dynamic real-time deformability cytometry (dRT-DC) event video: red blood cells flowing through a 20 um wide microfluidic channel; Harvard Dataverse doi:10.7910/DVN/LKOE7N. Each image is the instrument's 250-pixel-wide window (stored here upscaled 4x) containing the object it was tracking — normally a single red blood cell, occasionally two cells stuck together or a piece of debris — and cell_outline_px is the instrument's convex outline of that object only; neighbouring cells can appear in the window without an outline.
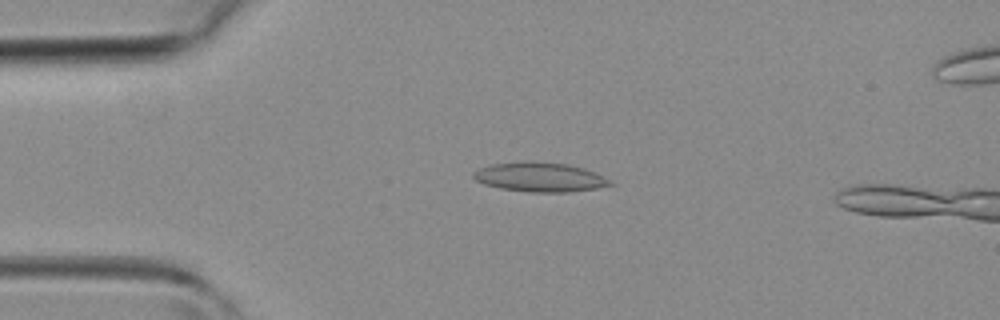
{"species": "common noctule bat (a hibernating species)", "species_latin": "Nyctalus noctula", "temperature_condition": "room temperature", "stored_images_in_passage": 10, "camera_frame_rate_fps": 3000, "um_per_image_px": 0.085, "animal": {"sex": "female", "body_mass_g": 19.3, "forearm_length_mm": 54.1}, "frame": {"image": 1, "passage_image": 7, "time_ms": 2.0, "image_size_px": [1000, 320], "cell_outline_px": [[616, 184], [596, 188], [568, 192], [528, 192], [500, 188], [484, 184], [476, 180], [472, 176], [472, 172], [480, 168], [492, 164], [524, 160], [532, 160], [568, 164], [584, 168]], "centroid_in_image_um": [45.83, 15.04], "position_along_channel_um": 39.2, "area_um2": 23.47}}